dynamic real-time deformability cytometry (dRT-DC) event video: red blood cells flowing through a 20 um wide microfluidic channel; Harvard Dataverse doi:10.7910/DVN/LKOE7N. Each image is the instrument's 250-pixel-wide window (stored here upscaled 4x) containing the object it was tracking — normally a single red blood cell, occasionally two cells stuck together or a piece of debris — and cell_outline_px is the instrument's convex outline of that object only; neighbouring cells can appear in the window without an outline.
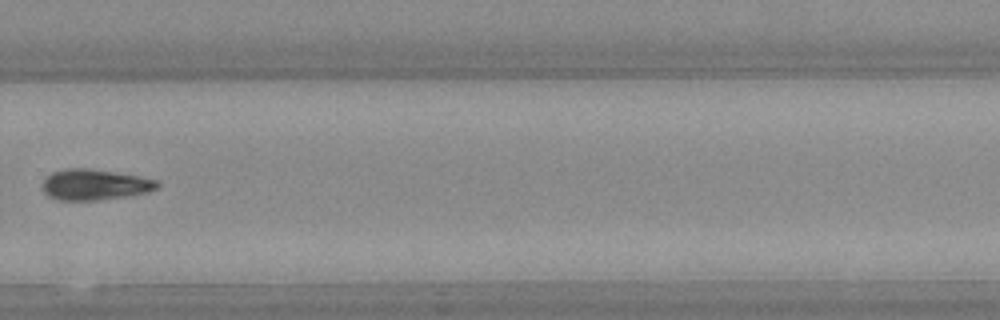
{"species": "Egyptian fruit bat (a non-hibernating species)", "species_latin": "Rousettus aegyptiacus", "temperature_condition": "warm", "stored_images_in_passage": 36, "segment_of_instrument_passage": [2, 2], "camera_frame_rate_fps": 3000, "um_per_image_px": 0.085, "animal": {"sex": "female"}, "frame": {"image": 1, "passage_image": 27, "time_ms": 8.667, "image_size_px": [1000, 320], "cell_outline_px": [[160, 184], [156, 188], [148, 192], [132, 196], [100, 200], [56, 200], [48, 196], [44, 192], [44, 180], [52, 172], [64, 168], [88, 168], [136, 176], [156, 180]], "centroid_in_image_um": [8.04, 15.71], "position_along_channel_um": 321.8, "area_um2": 20.52}}